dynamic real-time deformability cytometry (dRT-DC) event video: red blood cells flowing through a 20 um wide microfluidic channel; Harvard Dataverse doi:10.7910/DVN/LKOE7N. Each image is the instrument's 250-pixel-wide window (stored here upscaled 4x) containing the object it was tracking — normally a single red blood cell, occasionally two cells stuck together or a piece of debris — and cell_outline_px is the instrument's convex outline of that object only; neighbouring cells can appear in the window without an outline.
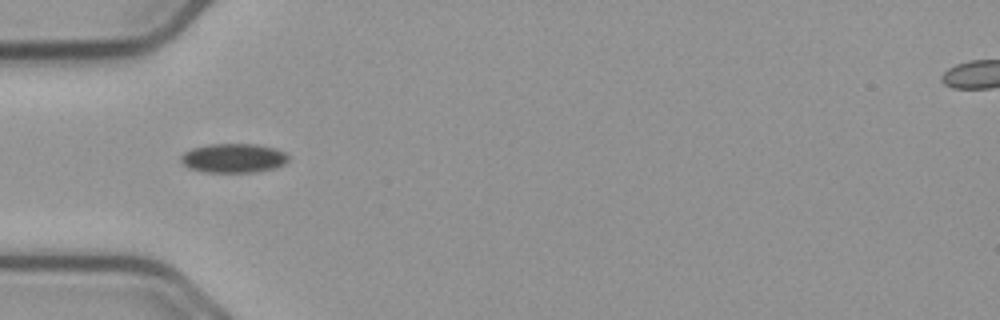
{"species": "common noctule bat (a hibernating species)", "species_latin": "Nyctalus noctula", "temperature_condition": "cold", "stored_images_in_passage": 39, "camera_frame_rate_fps": 3000, "um_per_image_px": 0.085, "animal": {"sex": "male", "body_mass_g": 23.1, "forearm_length_mm": 52.7}, "frame": {"image": 1, "passage_image": 1, "time_ms": 0.0, "image_size_px": [1000, 320], "cell_outline_px": [[288, 160], [284, 164], [272, 168], [252, 172], [208, 172], [192, 168], [184, 164], [180, 160], [180, 156], [184, 152], [192, 148], [208, 144], [256, 144], [276, 148], [284, 152], [288, 156]], "centroid_in_image_um": [19.85, 13.42], "position_along_channel_um": 65.2, "area_um2": 18.09}}
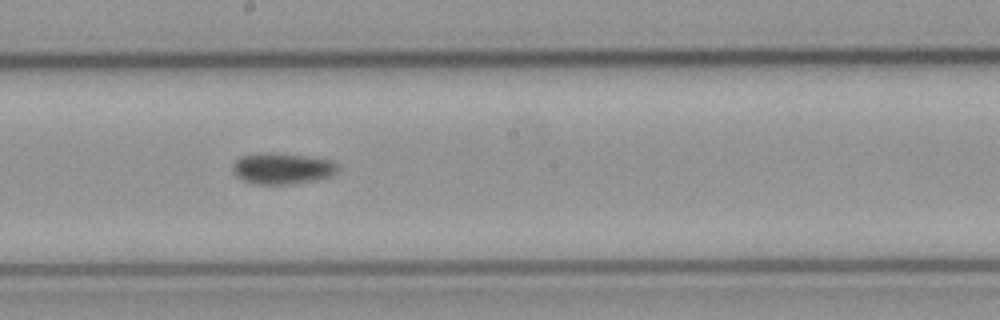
{"frame": {"image": 2, "passage_image": 14, "time_ms": 4.333, "image_size_px": [1000, 320], "cell_outline_px": [[340, 168], [332, 176], [316, 180], [288, 184], [256, 184], [244, 180], [236, 176], [232, 172], [232, 164], [240, 156], [260, 152], [268, 152], [304, 156], [332, 160]], "centroid_in_image_um": [23.97, 14.31], "position_along_channel_um": 224.2, "area_um2": 19.19}}
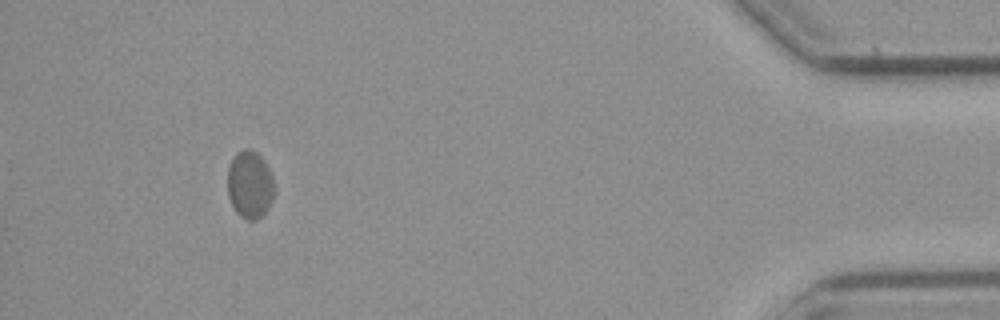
{"frame": {"image": 3, "passage_image": 35, "time_ms": 11.333, "image_size_px": [1000, 320], "cell_outline_px": [[272, 200], [268, 208], [256, 220], [248, 220], [240, 216], [236, 212], [228, 196], [228, 168], [236, 152], [244, 148], [252, 148], [264, 160], [272, 176]], "centroid_in_image_um": [21.21, 15.67], "position_along_channel_um": 414.0, "area_um2": 18.21}}